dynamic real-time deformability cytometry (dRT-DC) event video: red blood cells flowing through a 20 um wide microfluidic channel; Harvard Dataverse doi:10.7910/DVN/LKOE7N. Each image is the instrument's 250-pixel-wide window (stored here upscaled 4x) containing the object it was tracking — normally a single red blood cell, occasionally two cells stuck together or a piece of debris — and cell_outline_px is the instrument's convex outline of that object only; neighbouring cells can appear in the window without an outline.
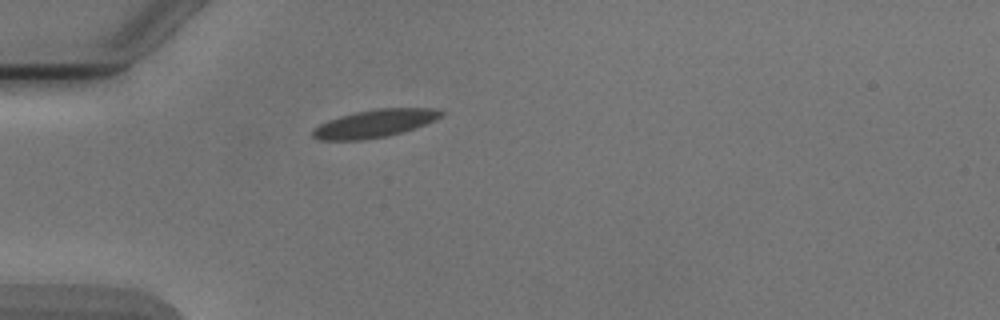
{"species": "Egyptian fruit bat (a non-hibernating species)", "species_latin": "Rousettus aegyptiacus", "temperature_condition": "cold", "stored_images_in_passage": 1, "camera_frame_rate_fps": 3000, "um_per_image_px": 0.085, "animal": {"sex": "male"}, "frame": {"image": 1, "passage_image": 1, "time_ms": 0.0, "image_size_px": [1000, 320], "cell_outline_px": [[444, 112], [436, 120], [388, 136], [360, 140], [320, 140], [312, 136], [312, 128], [328, 120], [340, 116], [356, 112], [376, 108], [440, 108]], "centroid_in_image_um": [31.83, 10.49], "position_along_channel_um": 53.2, "area_um2": 20.69}}